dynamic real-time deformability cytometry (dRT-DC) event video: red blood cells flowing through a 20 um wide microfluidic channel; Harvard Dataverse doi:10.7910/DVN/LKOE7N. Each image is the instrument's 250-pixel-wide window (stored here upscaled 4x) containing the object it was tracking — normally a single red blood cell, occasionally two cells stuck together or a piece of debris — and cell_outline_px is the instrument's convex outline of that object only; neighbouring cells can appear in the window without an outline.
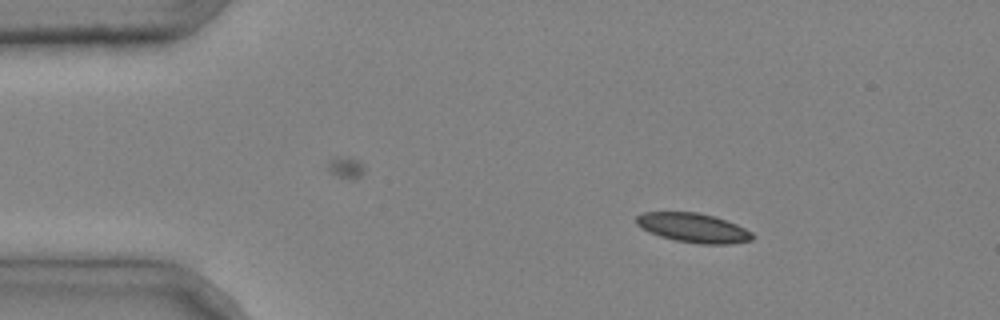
{"species": "common noctule bat (a hibernating species)", "species_latin": "Nyctalus noctula", "temperature_condition": "cold", "stored_images_in_passage": 5, "camera_frame_rate_fps": 3000, "um_per_image_px": 0.085, "animal": {"sex": "male", "body_mass_g": 20.4}, "frame": {"image": 1, "passage_image": 1, "time_ms": 0.0, "image_size_px": [1000, 320], "cell_outline_px": [[752, 240], [728, 244], [700, 244], [676, 240], [660, 236], [648, 232], [640, 228], [636, 224], [636, 216], [644, 212], [696, 212], [712, 216], [736, 224], [752, 232]], "centroid_in_image_um": [58.88, 19.36], "position_along_channel_um": 26.1, "area_um2": 19.65}}
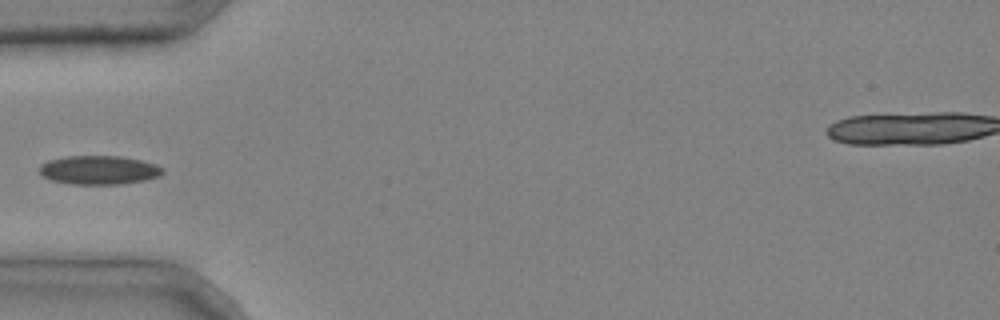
{"frame": {"image": 2, "passage_image": 3, "time_ms": 0.667, "image_size_px": [1000, 320], "cell_outline_px": [[164, 172], [160, 176], [144, 180], [120, 184], [68, 184], [52, 180], [44, 176], [40, 172], [40, 164], [48, 160], [64, 156], [120, 156], [140, 160], [156, 164], [164, 168]], "centroid_in_image_um": [8.42, 14.45], "position_along_channel_um": 76.6, "area_um2": 20.75}}